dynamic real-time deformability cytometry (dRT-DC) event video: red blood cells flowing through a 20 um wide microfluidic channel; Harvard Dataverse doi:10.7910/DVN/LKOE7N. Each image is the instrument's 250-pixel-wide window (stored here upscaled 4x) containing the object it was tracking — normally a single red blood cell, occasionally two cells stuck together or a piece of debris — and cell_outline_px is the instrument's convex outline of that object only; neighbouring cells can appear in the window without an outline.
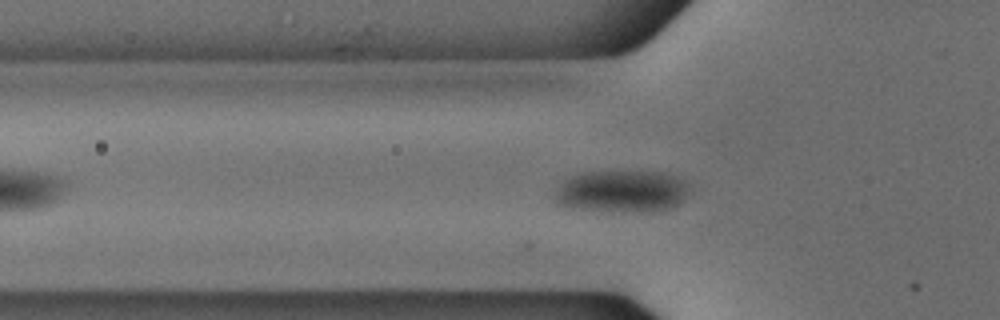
{"species": "common noctule bat (a hibernating species)", "species_latin": "Nyctalus noctula", "temperature_condition": "cold", "stored_images_in_passage": 44, "camera_frame_rate_fps": 3000, "um_per_image_px": 0.085, "animal": {"sex": "male", "body_mass_g": 18.8}, "frame": {"image": 1, "passage_image": 11, "time_ms": 3.333, "image_size_px": [1000, 320], "cell_outline_px": [[688, 188], [684, 196], [676, 204], [668, 208], [648, 212], [572, 208], [556, 204], [552, 200], [552, 196], [556, 188], [564, 180], [580, 172], [664, 172], [676, 176], [684, 180], [688, 184]], "centroid_in_image_um": [52.77, 16.25], "position_along_channel_um": 73.0, "area_um2": 32.77}}
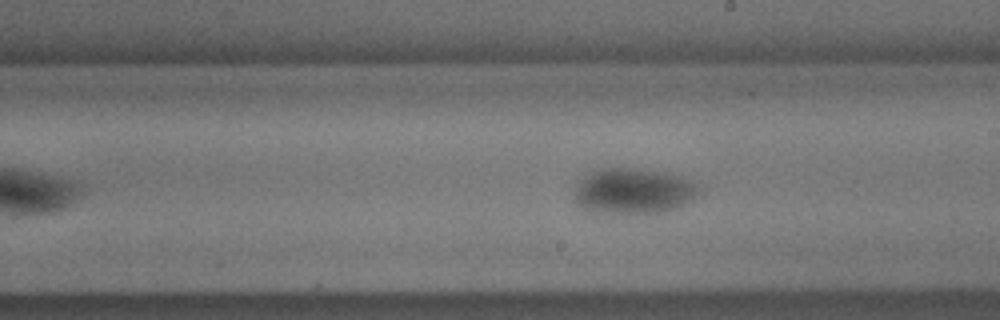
{"frame": {"image": 2, "passage_image": 24, "time_ms": 7.667, "image_size_px": [1000, 320], "cell_outline_px": [[700, 188], [684, 204], [676, 208], [660, 212], [600, 212], [580, 208], [576, 204], [576, 184], [588, 172], [600, 168], [632, 168], [668, 172], [696, 180], [700, 184]], "centroid_in_image_um": [53.84, 16.2], "position_along_channel_um": 235.2, "area_um2": 32.95}}
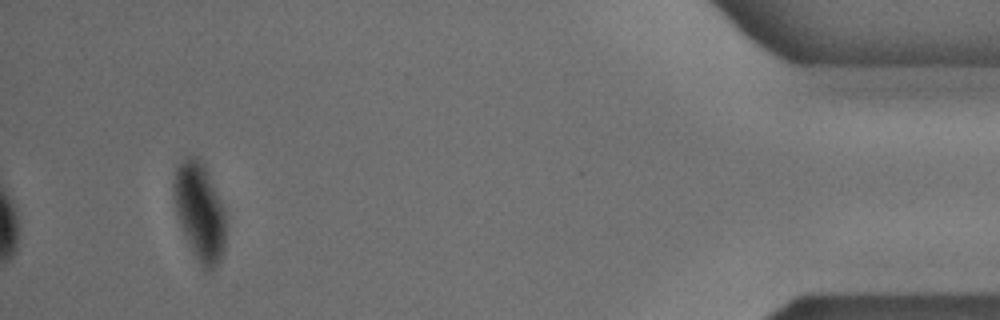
{"frame": {"image": 3, "passage_image": 44, "time_ms": 14.333, "image_size_px": [1000, 320], "cell_outline_px": [[228, 224], [224, 248], [220, 260], [212, 268], [204, 272], [196, 260], [184, 236], [176, 216], [172, 196], [172, 180], [176, 168], [180, 160], [184, 156], [196, 156], [204, 160], [224, 208], [228, 220]], "centroid_in_image_um": [16.97, 17.95], "position_along_channel_um": 418.2, "area_um2": 31.15}}